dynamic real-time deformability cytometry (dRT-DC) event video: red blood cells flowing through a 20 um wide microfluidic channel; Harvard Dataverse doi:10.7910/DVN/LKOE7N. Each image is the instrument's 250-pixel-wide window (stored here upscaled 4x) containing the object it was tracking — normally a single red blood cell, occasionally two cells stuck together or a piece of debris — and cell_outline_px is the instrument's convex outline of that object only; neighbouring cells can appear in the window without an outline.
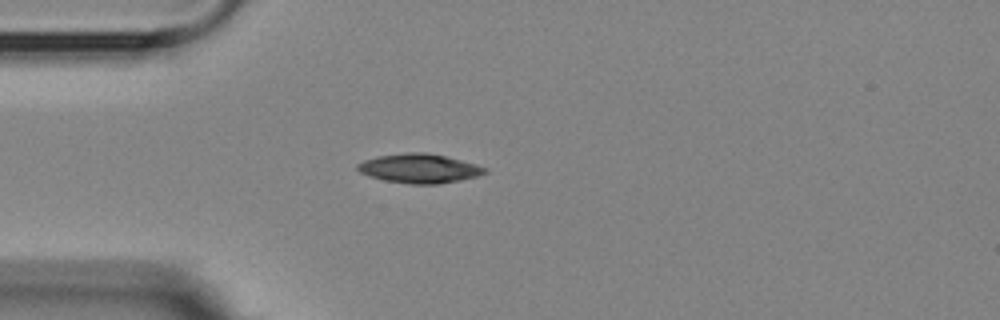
{"species": "Egyptian fruit bat (a non-hibernating species)", "species_latin": "Rousettus aegyptiacus", "temperature_condition": "room temperature", "stored_images_in_passage": 6, "camera_frame_rate_fps": 3000, "um_per_image_px": 0.085, "animal": {"sex": "female"}, "frame": {"image": 1, "passage_image": 3, "time_ms": 2.667, "image_size_px": [1000, 320], "cell_outline_px": [[488, 172], [476, 176], [460, 180], [436, 184], [408, 184], [384, 180], [368, 176], [360, 172], [356, 168], [356, 164], [364, 160], [376, 156], [408, 152], [424, 152], [444, 156], [476, 164], [488, 168]], "centroid_in_image_um": [35.61, 14.32], "position_along_channel_um": 49.4, "area_um2": 21.68}}
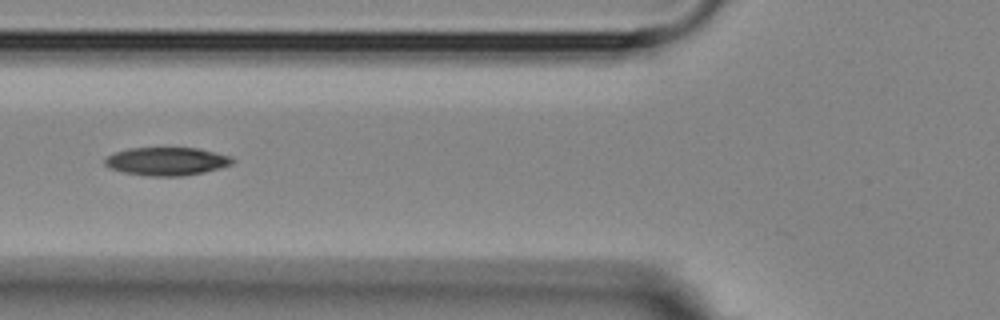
{"frame": {"image": 2, "passage_image": 5, "time_ms": 4.667, "image_size_px": [1000, 320], "cell_outline_px": [[236, 160], [232, 164], [220, 168], [204, 172], [184, 176], [148, 176], [124, 172], [112, 168], [104, 164], [104, 160], [108, 156], [116, 152], [128, 148], [200, 148], [232, 156]], "centroid_in_image_um": [14.23, 13.71], "position_along_channel_um": 111.6, "area_um2": 20.98}}
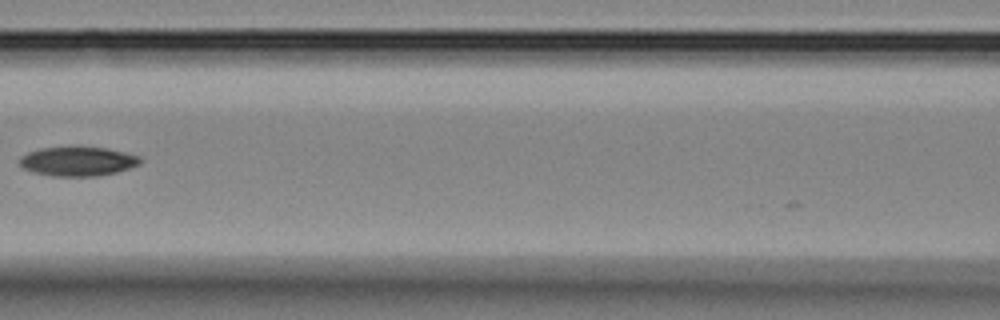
{"frame": {"image": 3, "passage_image": 6, "time_ms": 6.0, "image_size_px": [1000, 320], "cell_outline_px": [[144, 160], [140, 164], [116, 172], [100, 176], [52, 176], [36, 172], [24, 168], [20, 164], [20, 156], [28, 152], [40, 148], [72, 144], [76, 144], [104, 148], [124, 152], [140, 156]], "centroid_in_image_um": [6.62, 13.67], "position_along_channel_um": 160.0, "area_um2": 21.21}}